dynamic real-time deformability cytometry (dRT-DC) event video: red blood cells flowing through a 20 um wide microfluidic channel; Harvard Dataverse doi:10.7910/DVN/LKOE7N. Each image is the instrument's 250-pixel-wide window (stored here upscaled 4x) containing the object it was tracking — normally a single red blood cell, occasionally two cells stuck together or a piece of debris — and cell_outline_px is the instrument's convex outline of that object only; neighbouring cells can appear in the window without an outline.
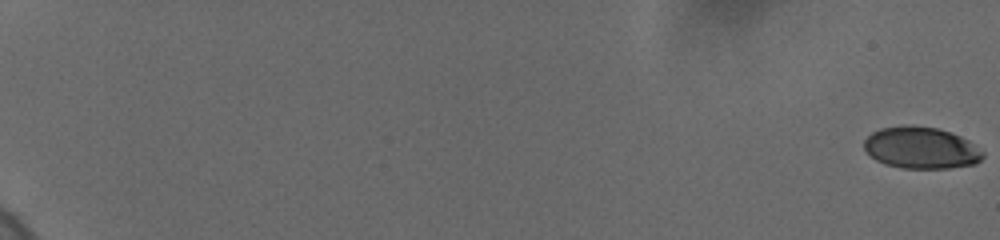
{"species": "human", "species_latin": "Homo sapiens", "temperature_condition": "cold", "stored_images_in_passage": 35, "camera_frame_rate_fps": 3000, "um_per_image_px": 0.085, "donor": {"sex": "female"}, "frame": {"image": 1, "passage_image": 1, "time_ms": 0.0, "image_size_px": [1000, 240], "cell_outline_px": [[984, 156], [976, 164], [948, 168], [900, 168], [884, 164], [876, 160], [864, 148], [864, 140], [872, 132], [880, 128], [904, 124], [912, 124], [936, 128], [952, 132], [968, 140], [984, 152]], "centroid_in_image_um": [78.29, 12.55], "position_along_channel_um": 6.7, "area_um2": 29.13}}
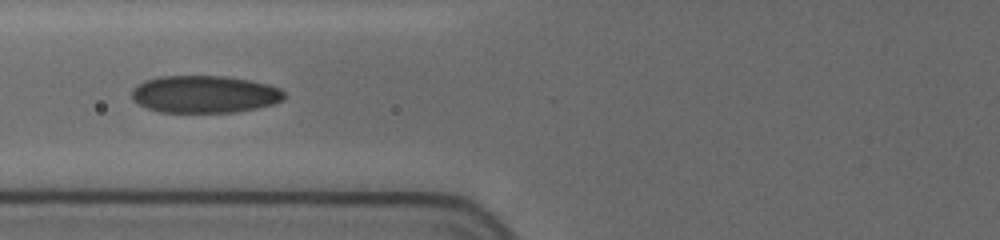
{"frame": {"image": 2, "passage_image": 25, "time_ms": 9.333, "image_size_px": [1000, 240], "cell_outline_px": [[284, 100], [272, 104], [256, 108], [236, 112], [160, 112], [136, 104], [132, 100], [132, 88], [136, 84], [144, 80], [160, 76], [224, 76], [252, 80], [268, 84], [280, 88], [284, 92]], "centroid_in_image_um": [17.36, 8.0], "position_along_channel_um": 108.4, "area_um2": 33.47}}
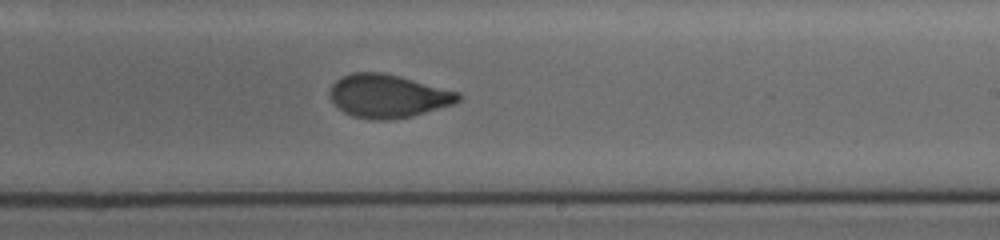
{"frame": {"image": 3, "passage_image": 35, "time_ms": 13.333, "image_size_px": [1000, 240], "cell_outline_px": [[460, 100], [452, 104], [412, 116], [392, 120], [376, 120], [352, 116], [344, 112], [328, 96], [328, 92], [332, 84], [336, 80], [352, 72], [380, 72], [400, 76], [460, 92]], "centroid_in_image_um": [32.96, 8.16], "position_along_channel_um": 256.0, "area_um2": 32.31}}